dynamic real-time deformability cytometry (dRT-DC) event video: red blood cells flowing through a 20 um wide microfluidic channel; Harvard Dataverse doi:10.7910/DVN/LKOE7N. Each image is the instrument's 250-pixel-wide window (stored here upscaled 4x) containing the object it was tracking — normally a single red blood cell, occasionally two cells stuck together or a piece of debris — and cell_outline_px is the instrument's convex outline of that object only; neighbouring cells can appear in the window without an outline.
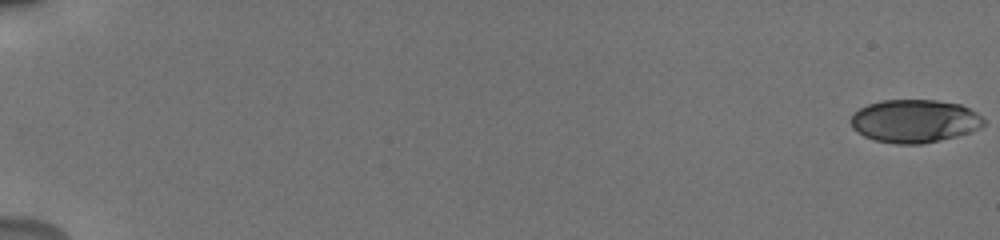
{"species": "human", "species_latin": "Homo sapiens", "temperature_condition": "cold", "stored_images_in_passage": 56, "camera_frame_rate_fps": 3000, "um_per_image_px": 0.085, "donor": {"sex": "male"}, "frame": {"image": 1, "passage_image": 1, "time_ms": 0.0, "image_size_px": [1000, 240], "cell_outline_px": [[984, 124], [980, 128], [972, 132], [924, 144], [896, 144], [872, 140], [856, 132], [852, 128], [848, 120], [860, 108], [868, 104], [880, 100], [936, 100], [960, 104], [976, 112], [984, 120]], "centroid_in_image_um": [77.71, 10.3], "position_along_channel_um": 7.3, "area_um2": 33.64}}
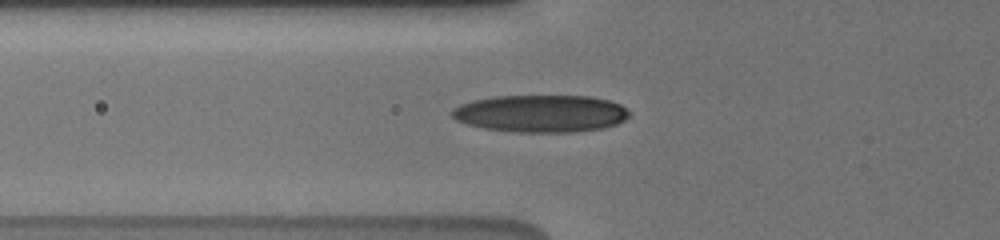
{"frame": {"image": 2, "passage_image": 23, "time_ms": 7.333, "image_size_px": [1000, 240], "cell_outline_px": [[632, 112], [624, 120], [616, 124], [604, 128], [572, 132], [516, 132], [484, 128], [468, 124], [456, 120], [452, 116], [452, 108], [460, 104], [472, 100], [492, 96], [588, 96], [608, 100], [620, 104]], "centroid_in_image_um": [45.97, 9.64], "position_along_channel_um": 79.8, "area_um2": 38.67}}
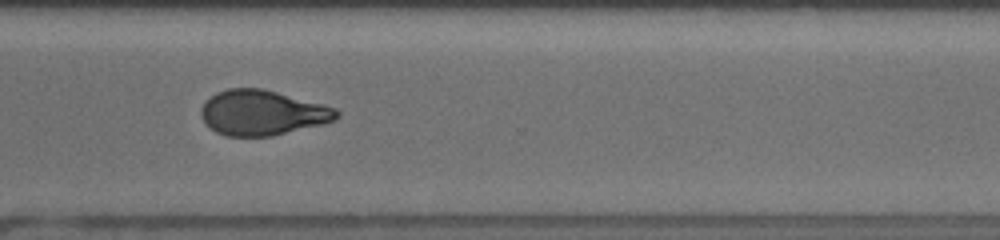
{"frame": {"image": 3, "passage_image": 44, "time_ms": 14.333, "image_size_px": [1000, 240], "cell_outline_px": [[340, 116], [324, 124], [272, 136], [224, 136], [216, 132], [200, 116], [200, 108], [216, 92], [228, 88], [260, 88], [276, 92], [336, 108], [340, 112]], "centroid_in_image_um": [22.29, 9.59], "position_along_channel_um": 348.3, "area_um2": 35.32}, "authors_computed_cell_mechanics": {"area_um2": 35.1135, "velocity_mm_per_s": 3.8381, "shape_relaxation_time_tau1_ms": 3.5982, "shape_relaxation_time_tau2_ms": 2.0691, "deformation_change_tau1": 0.141, "deformation_change_tau2": 0.079}}